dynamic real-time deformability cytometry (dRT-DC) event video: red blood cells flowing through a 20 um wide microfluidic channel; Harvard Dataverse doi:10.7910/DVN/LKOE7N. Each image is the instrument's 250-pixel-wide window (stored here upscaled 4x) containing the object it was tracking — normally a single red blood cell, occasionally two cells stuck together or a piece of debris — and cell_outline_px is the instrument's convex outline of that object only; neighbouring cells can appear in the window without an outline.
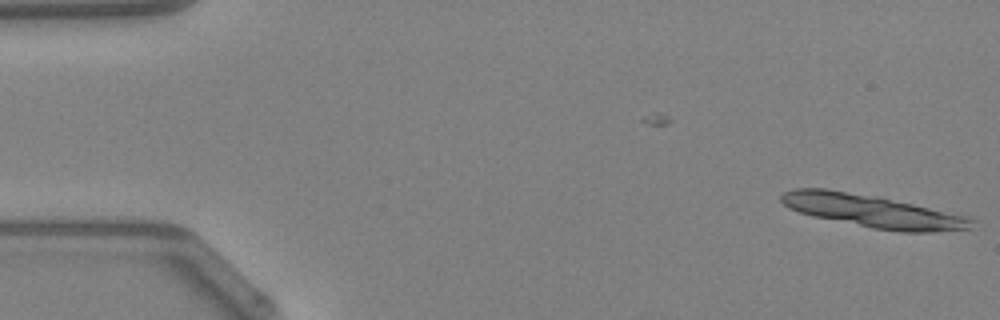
{"species": "Egyptian fruit bat (a non-hibernating species)", "species_latin": "Rousettus aegyptiacus", "temperature_condition": "warm", "stored_images_in_passage": 8, "camera_frame_rate_fps": 3000, "um_per_image_px": 0.085, "animal": {"sex": "female"}, "frame": {"image": 1, "passage_image": 8, "time_ms": 2.333, "image_size_px": [1000, 320], "cell_outline_px": [[972, 220], [968, 228], [932, 232], [900, 232], [872, 228], [812, 216], [788, 208], [780, 200], [780, 196], [784, 192], [796, 188], [824, 188], [912, 204], [960, 216]], "centroid_in_image_um": [74.0, 17.96], "position_along_channel_um": 11.0, "area_um2": 34.8}}